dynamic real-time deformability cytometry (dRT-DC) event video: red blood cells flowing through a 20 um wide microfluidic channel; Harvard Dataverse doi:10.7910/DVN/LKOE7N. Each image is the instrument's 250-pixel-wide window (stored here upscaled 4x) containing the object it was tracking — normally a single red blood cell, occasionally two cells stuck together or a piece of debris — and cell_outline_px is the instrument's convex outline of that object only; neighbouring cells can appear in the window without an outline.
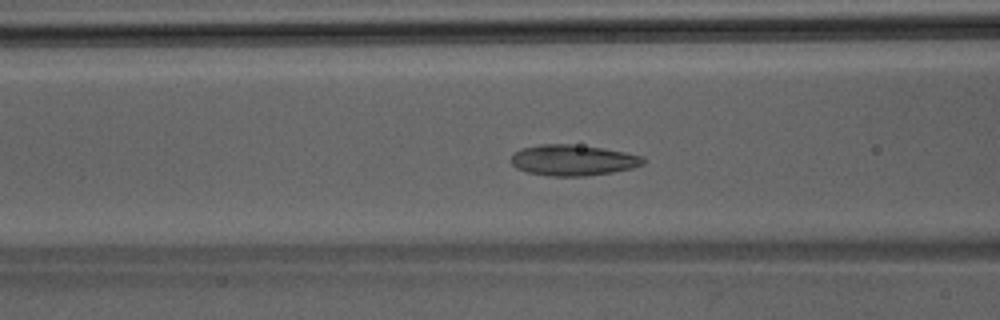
{"species": "Egyptian fruit bat (a non-hibernating species)", "species_latin": "Rousettus aegyptiacus", "temperature_condition": "room temperature", "stored_images_in_passage": 41, "camera_frame_rate_fps": 3000, "um_per_image_px": 0.085, "animal": {"sex": "male"}, "frame": {"image": 1, "passage_image": 18, "time_ms": 5.667, "image_size_px": [1000, 320], "cell_outline_px": [[644, 164], [632, 168], [612, 172], [584, 176], [552, 176], [528, 172], [516, 168], [508, 160], [520, 148], [540, 144], [572, 144], [604, 148], [644, 156]], "centroid_in_image_um": [48.69, 13.61], "position_along_channel_um": 117.9, "area_um2": 23.81}}
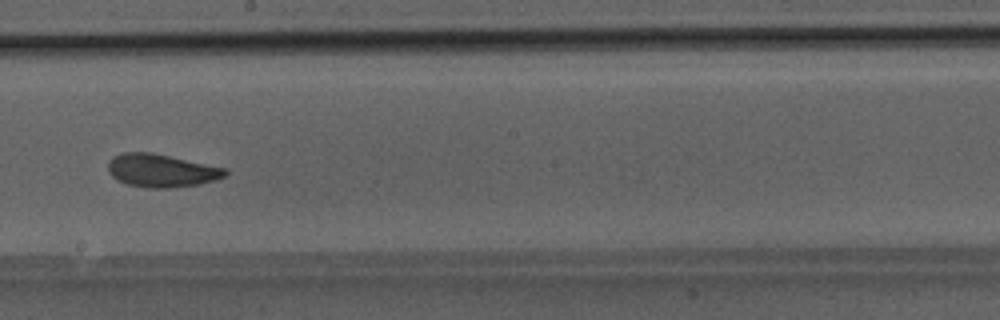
{"frame": {"image": 2, "passage_image": 26, "time_ms": 8.333, "image_size_px": [1000, 320], "cell_outline_px": [[228, 172], [224, 176], [216, 180], [200, 184], [168, 188], [152, 188], [128, 184], [116, 180], [108, 172], [108, 160], [112, 156], [120, 152], [152, 152], [228, 168]], "centroid_in_image_um": [13.71, 14.48], "position_along_channel_um": 234.5, "area_um2": 22.83}}
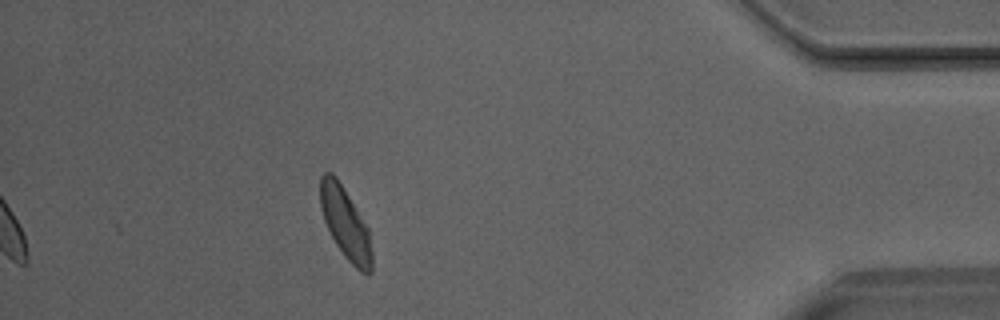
{"frame": {"image": 3, "passage_image": 41, "time_ms": 13.333, "image_size_px": [1000, 320], "cell_outline_px": [[372, 272], [368, 276], [360, 272], [344, 256], [336, 244], [324, 220], [320, 208], [320, 176], [324, 172], [332, 172], [336, 176], [356, 208], [368, 228], [372, 252]], "centroid_in_image_um": [29.36, 19.0], "position_along_channel_um": 405.8, "area_um2": 21.44}}